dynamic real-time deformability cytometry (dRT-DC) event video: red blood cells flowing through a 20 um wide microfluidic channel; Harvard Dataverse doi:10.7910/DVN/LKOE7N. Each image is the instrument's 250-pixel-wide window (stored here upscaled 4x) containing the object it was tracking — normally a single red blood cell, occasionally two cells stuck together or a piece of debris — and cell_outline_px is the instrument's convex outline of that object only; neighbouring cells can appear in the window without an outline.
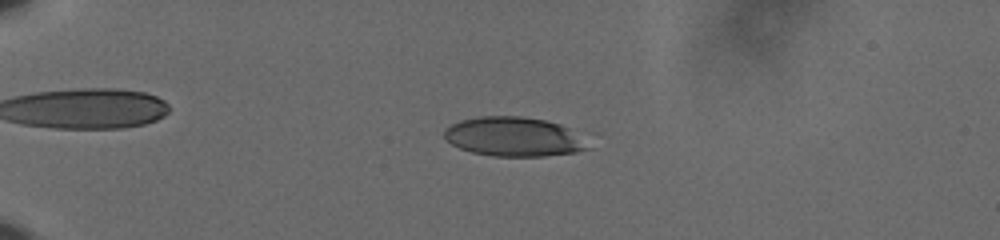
{"species": "human", "species_latin": "Homo sapiens", "temperature_condition": "cold", "stored_images_in_passage": 59, "camera_frame_rate_fps": 3000, "um_per_image_px": 0.085, "donor": {"sex": "male"}, "frame": {"image": 1, "passage_image": 16, "time_ms": 5.0, "image_size_px": [1000, 240], "cell_outline_px": [[592, 148], [576, 152], [544, 156], [492, 156], [472, 152], [460, 148], [452, 144], [444, 136], [444, 132], [452, 124], [460, 120], [480, 116], [520, 116], [544, 120], [560, 124], [568, 128], [588, 144]], "centroid_in_image_um": [43.66, 11.63], "position_along_channel_um": 41.3, "area_um2": 32.6}}
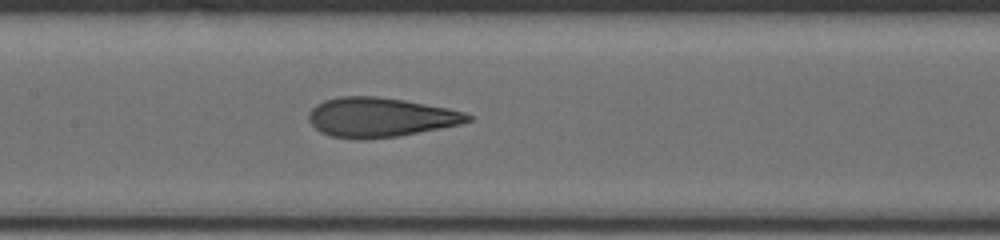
{"frame": {"image": 2, "passage_image": 32, "time_ms": 10.333, "image_size_px": [1000, 240], "cell_outline_px": [[472, 120], [460, 124], [396, 136], [360, 140], [356, 140], [332, 136], [320, 132], [308, 120], [308, 112], [316, 104], [324, 100], [340, 96], [376, 96], [404, 100], [448, 108], [464, 112], [472, 116]], "centroid_in_image_um": [32.27, 9.96], "position_along_channel_um": 175.1, "area_um2": 36.47}}
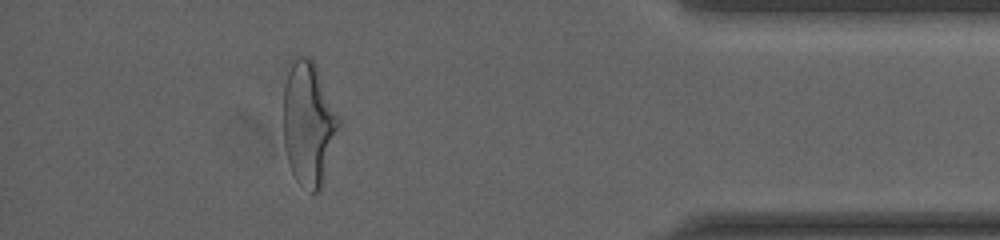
{"frame": {"image": 3, "passage_image": 54, "time_ms": 17.667, "image_size_px": [1000, 240], "cell_outline_px": [[340, 124], [320, 188], [316, 192], [312, 192], [300, 184], [296, 180], [292, 172], [288, 160], [284, 144], [284, 84], [288, 60], [296, 56], [308, 56], [312, 60], [316, 68], [340, 120]], "centroid_in_image_um": [26.18, 10.44], "position_along_channel_um": 409.0, "area_um2": 39.3}, "authors_computed_cell_mechanics": {"area_um2": 36.125, "velocity_mm_per_s": 3.6389, "shape_relaxation_time_tau1_ms": 6.4588, "shape_relaxation_time_tau2_ms": 1.1854, "deformation_change_tau1": 0.2135, "deformation_change_tau2": 0.0865}}